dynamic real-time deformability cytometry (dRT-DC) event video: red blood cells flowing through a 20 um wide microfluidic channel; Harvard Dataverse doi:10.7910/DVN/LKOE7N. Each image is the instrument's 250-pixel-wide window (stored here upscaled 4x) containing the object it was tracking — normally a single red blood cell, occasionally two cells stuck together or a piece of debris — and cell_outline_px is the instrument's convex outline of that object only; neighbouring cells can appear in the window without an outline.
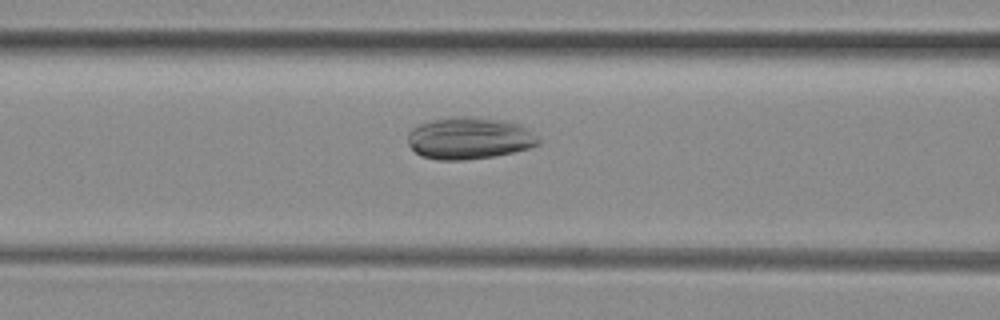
{"species": "common noctule bat (a hibernating species)", "species_latin": "Nyctalus noctula", "temperature_condition": "room temperature", "stored_images_in_passage": 35, "camera_frame_rate_fps": 3000, "um_per_image_px": 0.085, "animal": {"sex": "female", "body_mass_g": 29.2, "forearm_length_mm": 56.3}, "frame": {"image": 1, "passage_image": 13, "time_ms": 4.0, "image_size_px": [1000, 320], "cell_outline_px": [[540, 144], [528, 148], [496, 156], [464, 160], [436, 160], [420, 156], [408, 144], [408, 132], [416, 124], [448, 116], [476, 116], [500, 120], [520, 124], [536, 136], [540, 140]], "centroid_in_image_um": [39.84, 11.74], "position_along_channel_um": 126.8, "area_um2": 32.25}}
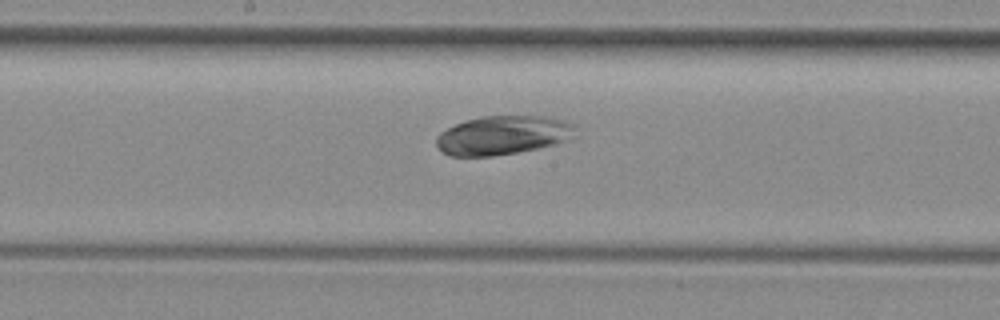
{"frame": {"image": 2, "passage_image": 19, "time_ms": 6.0, "image_size_px": [1000, 320], "cell_outline_px": [[576, 124], [564, 140], [552, 144], [536, 148], [516, 152], [492, 156], [448, 156], [436, 144], [436, 136], [440, 132], [464, 120], [480, 116], [544, 116], [568, 120]], "centroid_in_image_um": [42.66, 11.48], "position_along_channel_um": 205.5, "area_um2": 31.1}}
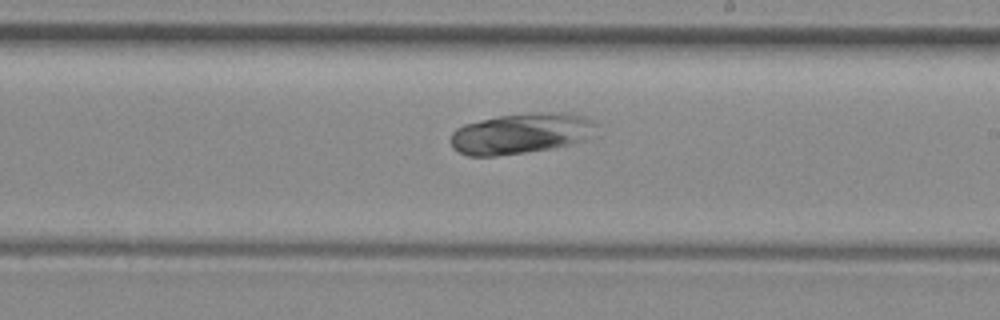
{"frame": {"image": 3, "passage_image": 22, "time_ms": 7.0, "image_size_px": [1000, 320], "cell_outline_px": [[600, 136], [552, 148], [496, 156], [468, 156], [452, 148], [452, 132], [456, 128], [464, 124], [496, 116], [540, 112], [548, 112], [584, 116], [596, 120], [600, 124]], "centroid_in_image_um": [44.4, 11.34], "position_along_channel_um": 244.6, "area_um2": 34.97}}